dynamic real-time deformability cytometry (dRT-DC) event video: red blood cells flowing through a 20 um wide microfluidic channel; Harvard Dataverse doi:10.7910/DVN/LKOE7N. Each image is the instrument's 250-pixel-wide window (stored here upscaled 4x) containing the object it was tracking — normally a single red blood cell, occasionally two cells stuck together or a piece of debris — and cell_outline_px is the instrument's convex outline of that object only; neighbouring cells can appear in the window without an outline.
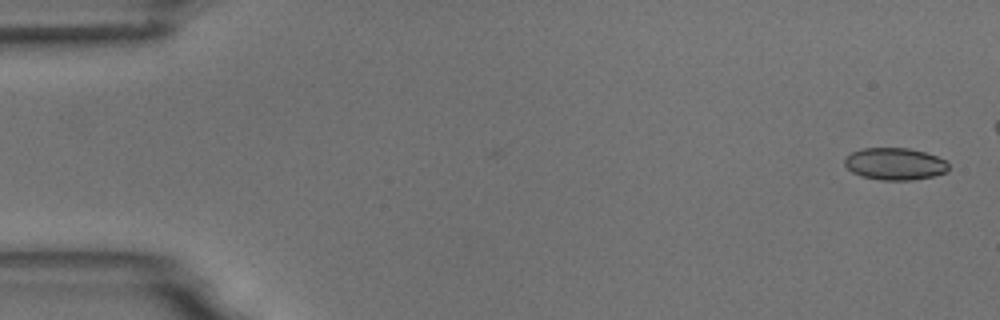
{"species": "common noctule bat (a hibernating species)", "species_latin": "Nyctalus noctula", "temperature_condition": "room temperature", "stored_images_in_passage": 6, "camera_frame_rate_fps": 3000, "um_per_image_px": 0.085, "animal": {"sex": "male", "body_mass_g": 18.8}, "frame": {"image": 1, "passage_image": 1, "time_ms": 0.0, "image_size_px": [1000, 320], "cell_outline_px": [[948, 172], [932, 176], [912, 180], [880, 180], [860, 176], [852, 172], [844, 164], [844, 160], [852, 152], [864, 148], [908, 148], [924, 152], [936, 156], [944, 160], [948, 164]], "centroid_in_image_um": [76.06, 13.94], "position_along_channel_um": 8.9, "area_um2": 19.36}}